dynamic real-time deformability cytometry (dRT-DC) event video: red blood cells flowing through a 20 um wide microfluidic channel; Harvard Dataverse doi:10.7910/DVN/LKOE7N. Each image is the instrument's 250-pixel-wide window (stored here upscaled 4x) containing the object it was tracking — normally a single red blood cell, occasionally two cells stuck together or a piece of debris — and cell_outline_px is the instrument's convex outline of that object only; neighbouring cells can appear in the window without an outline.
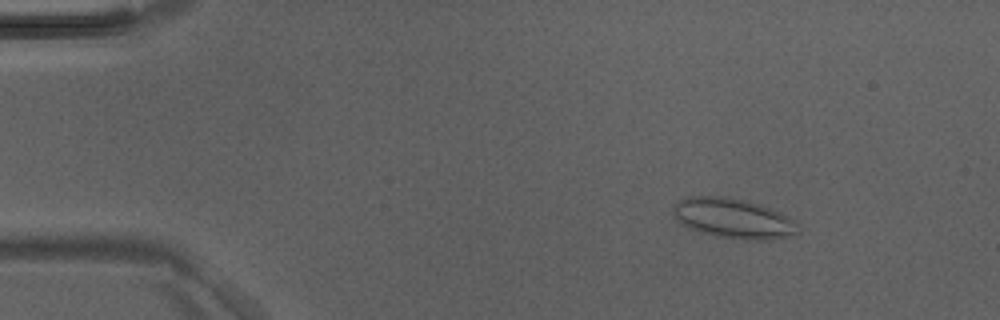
{"species": "Egyptian fruit bat (a non-hibernating species)", "species_latin": "Rousettus aegyptiacus", "temperature_condition": "room temperature", "stored_images_in_passage": 4, "camera_frame_rate_fps": 3000, "um_per_image_px": 0.085, "animal": {"sex": "male"}, "frame": {"image": 1, "passage_image": 2, "time_ms": 0.333, "image_size_px": [1000, 320], "cell_outline_px": [[800, 232], [796, 236], [764, 240], [744, 240], [716, 236], [700, 232], [680, 224], [672, 212], [672, 208], [680, 200], [688, 196], [720, 196], [760, 204], [772, 208], [796, 220], [800, 224]], "centroid_in_image_um": [62.4, 18.58], "position_along_channel_um": 22.6, "area_um2": 29.48}}